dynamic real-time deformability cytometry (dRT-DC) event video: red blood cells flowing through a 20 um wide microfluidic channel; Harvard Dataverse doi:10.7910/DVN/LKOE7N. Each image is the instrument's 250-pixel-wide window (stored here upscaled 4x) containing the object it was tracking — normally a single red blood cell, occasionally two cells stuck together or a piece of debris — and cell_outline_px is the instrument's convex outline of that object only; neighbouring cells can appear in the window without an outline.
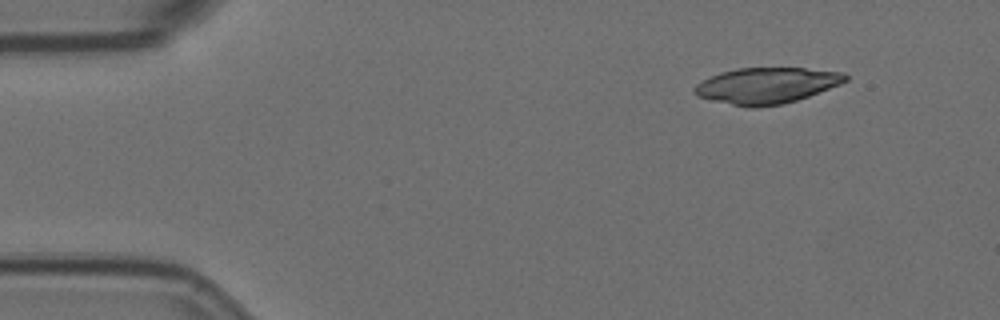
{"species": "Egyptian fruit bat (a non-hibernating species)", "species_latin": "Rousettus aegyptiacus", "temperature_condition": "room temperature", "stored_images_in_passage": 4, "camera_frame_rate_fps": 3000, "um_per_image_px": 0.085, "animal": {"sex": "female"}, "frame": {"image": 1, "passage_image": 1, "time_ms": 0.0, "image_size_px": [1000, 320], "cell_outline_px": [[848, 80], [840, 84], [808, 96], [796, 100], [780, 104], [752, 108], [748, 108], [712, 100], [696, 96], [692, 92], [692, 88], [696, 84], [720, 72], [740, 68], [804, 68], [844, 72], [848, 76]], "centroid_in_image_um": [65.14, 7.27], "position_along_channel_um": 19.9, "area_um2": 31.56}}